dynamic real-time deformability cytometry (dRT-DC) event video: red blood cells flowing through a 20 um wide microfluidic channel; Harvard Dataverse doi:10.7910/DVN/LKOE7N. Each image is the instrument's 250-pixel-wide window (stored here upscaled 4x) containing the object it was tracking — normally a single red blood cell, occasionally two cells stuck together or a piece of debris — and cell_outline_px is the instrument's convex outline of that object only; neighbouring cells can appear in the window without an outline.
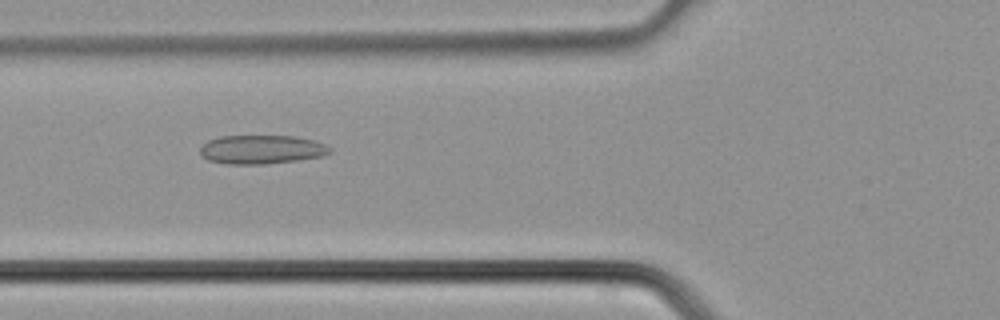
{"species": "common noctule bat (a hibernating species)", "species_latin": "Nyctalus noctula", "temperature_condition": "cold", "stored_images_in_passage": 27, "camera_frame_rate_fps": 3000, "um_per_image_px": 0.085, "animal": {"sex": "male", "body_mass_g": 21.5, "forearm_length_mm": 52.0}, "frame": {"image": 1, "passage_image": 4, "time_ms": 1.0, "image_size_px": [1000, 320], "cell_outline_px": [[332, 152], [324, 156], [296, 160], [264, 164], [228, 164], [208, 160], [200, 156], [200, 148], [208, 140], [220, 136], [292, 136], [312, 140], [324, 144], [332, 148]], "centroid_in_image_um": [22.22, 12.71], "position_along_channel_um": 103.6, "area_um2": 21.79}}
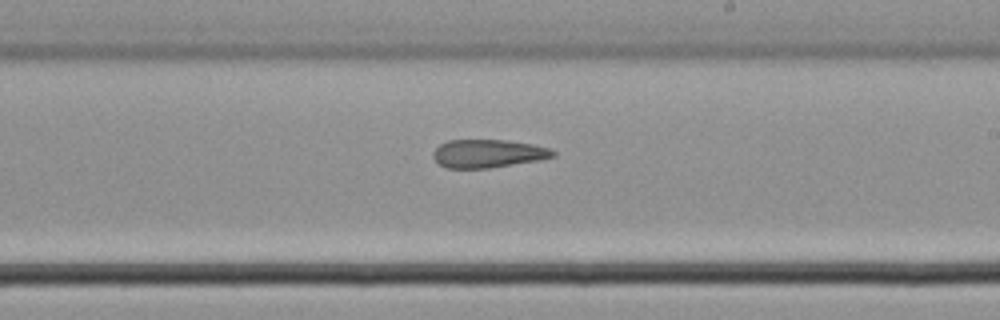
{"frame": {"image": 2, "passage_image": 12, "time_ms": 3.667, "image_size_px": [1000, 320], "cell_outline_px": [[556, 156], [540, 160], [488, 168], [448, 168], [440, 164], [432, 156], [432, 152], [440, 144], [448, 140], [504, 140], [532, 144], [552, 148], [556, 152]], "centroid_in_image_um": [41.51, 13.05], "position_along_channel_um": 247.5, "area_um2": 19.71}}
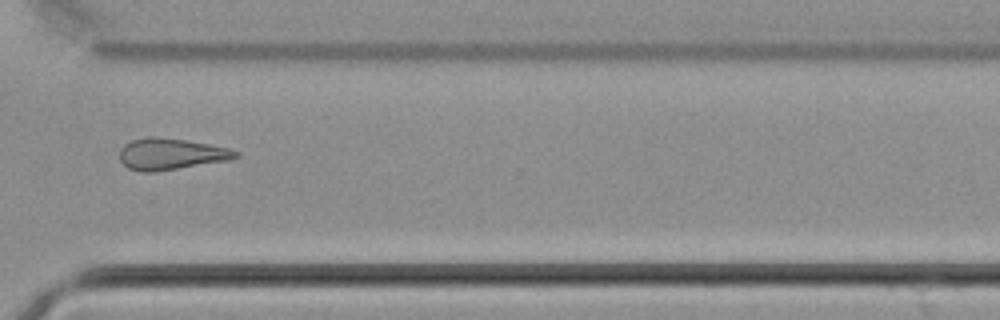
{"frame": {"image": 3, "passage_image": 18, "time_ms": 5.667, "image_size_px": [1000, 320], "cell_outline_px": [[240, 156], [228, 160], [156, 172], [140, 172], [128, 168], [120, 160], [120, 148], [124, 144], [132, 140], [148, 136], [156, 136], [184, 140], [208, 144], [228, 148], [240, 152]], "centroid_in_image_um": [14.5, 13.09], "position_along_channel_um": 356.1, "area_um2": 21.27}}